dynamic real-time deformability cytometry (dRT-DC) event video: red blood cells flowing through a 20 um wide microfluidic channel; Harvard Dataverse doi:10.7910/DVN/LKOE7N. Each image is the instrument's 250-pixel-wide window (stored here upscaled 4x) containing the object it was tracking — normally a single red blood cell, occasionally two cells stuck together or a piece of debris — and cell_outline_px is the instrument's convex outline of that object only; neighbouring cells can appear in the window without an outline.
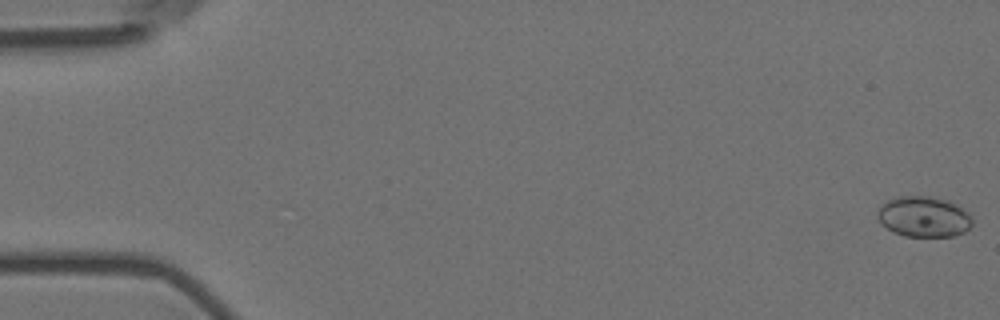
{"species": "Egyptian fruit bat (a non-hibernating species)", "species_latin": "Rousettus aegyptiacus", "temperature_condition": "room temperature", "stored_images_in_passage": 6, "camera_frame_rate_fps": 3000, "um_per_image_px": 0.085, "animal": {"sex": "female"}, "frame": {"image": 1, "passage_image": 1, "time_ms": 0.0, "image_size_px": [1000, 320], "cell_outline_px": [[972, 224], [964, 232], [952, 236], [904, 236], [892, 232], [880, 224], [876, 216], [876, 212], [880, 204], [888, 200], [900, 196], [928, 196], [948, 200], [968, 212], [972, 216]], "centroid_in_image_um": [78.47, 18.42], "position_along_channel_um": 6.5, "area_um2": 22.66}}
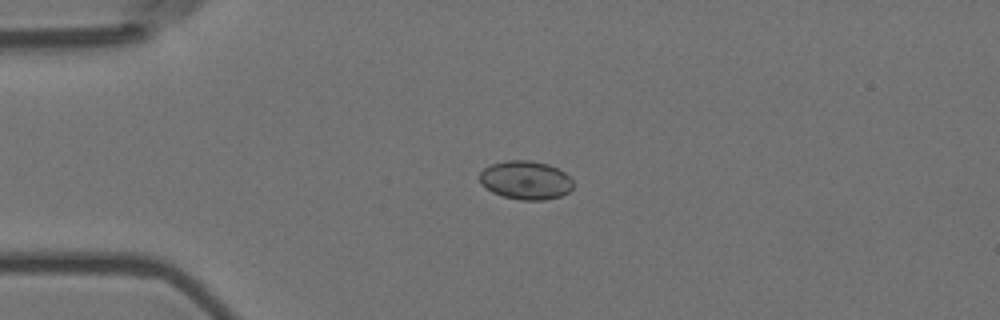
{"frame": {"image": 2, "passage_image": 4, "time_ms": 1.0, "image_size_px": [1000, 320], "cell_outline_px": [[572, 188], [568, 192], [560, 196], [544, 200], [520, 200], [504, 196], [492, 192], [480, 184], [480, 172], [484, 168], [492, 164], [508, 160], [528, 160], [548, 164], [564, 172], [572, 180]], "centroid_in_image_um": [44.66, 15.31], "position_along_channel_um": 40.3, "area_um2": 20.92}}
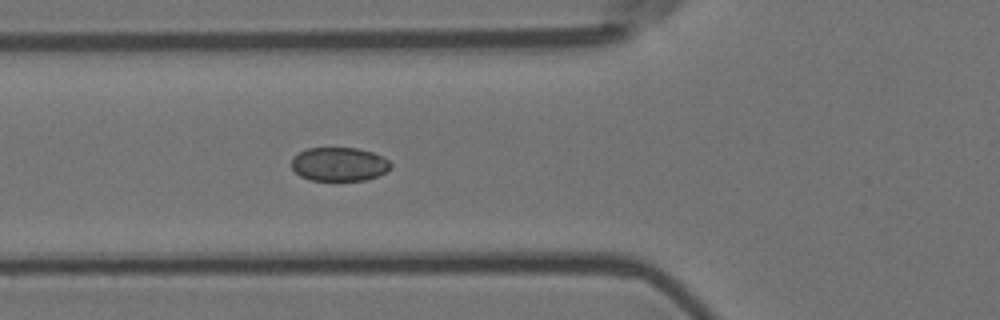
{"frame": {"image": 3, "passage_image": 6, "time_ms": 1.667, "image_size_px": [1000, 320], "cell_outline_px": [[392, 168], [376, 176], [364, 180], [308, 180], [300, 176], [292, 168], [292, 156], [308, 148], [356, 148], [372, 152], [388, 160], [392, 164]], "centroid_in_image_um": [28.81, 13.96], "position_along_channel_um": 97.0, "area_um2": 19.42}}